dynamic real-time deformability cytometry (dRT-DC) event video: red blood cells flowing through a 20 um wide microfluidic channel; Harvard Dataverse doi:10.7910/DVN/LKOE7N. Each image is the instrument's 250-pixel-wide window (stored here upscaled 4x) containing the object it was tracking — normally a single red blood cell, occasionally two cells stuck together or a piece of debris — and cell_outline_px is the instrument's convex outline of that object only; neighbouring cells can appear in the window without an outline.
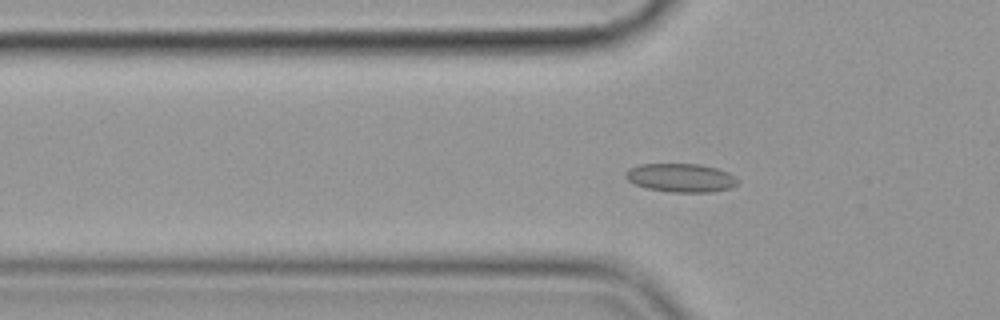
{"species": "common noctule bat (a hibernating species)", "species_latin": "Nyctalus noctula", "temperature_condition": "cold", "stored_images_in_passage": 58, "camera_frame_rate_fps": 3000, "um_per_image_px": 0.085, "animal": {"sex": "female", "body_mass_g": 19.9}, "frame": {"image": 1, "passage_image": 19, "time_ms": 6.0, "image_size_px": [1000, 320], "cell_outline_px": [[736, 184], [732, 188], [712, 192], [672, 192], [648, 188], [636, 184], [628, 180], [624, 176], [624, 172], [628, 168], [640, 164], [700, 164], [716, 168], [728, 172], [736, 180]], "centroid_in_image_um": [57.84, 15.1], "position_along_channel_um": 68.0, "area_um2": 18.55}}
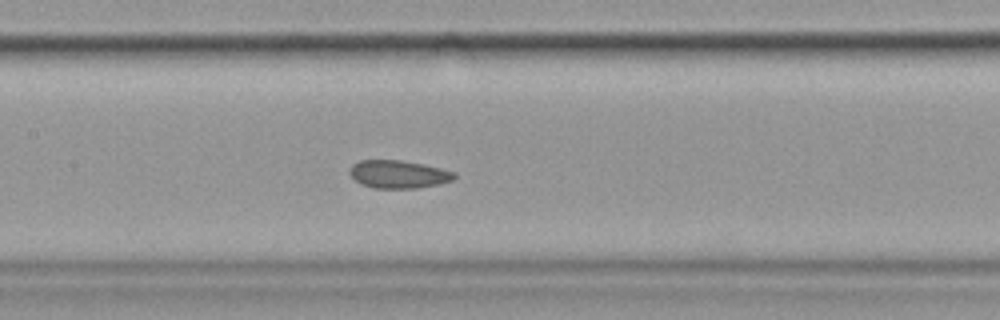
{"frame": {"image": 2, "passage_image": 28, "time_ms": 9.0, "image_size_px": [1000, 320], "cell_outline_px": [[456, 176], [452, 180], [440, 184], [416, 188], [372, 188], [360, 184], [348, 172], [352, 164], [360, 160], [400, 160], [424, 164], [456, 172]], "centroid_in_image_um": [33.86, 14.81], "position_along_channel_um": 173.5, "area_um2": 17.11}}
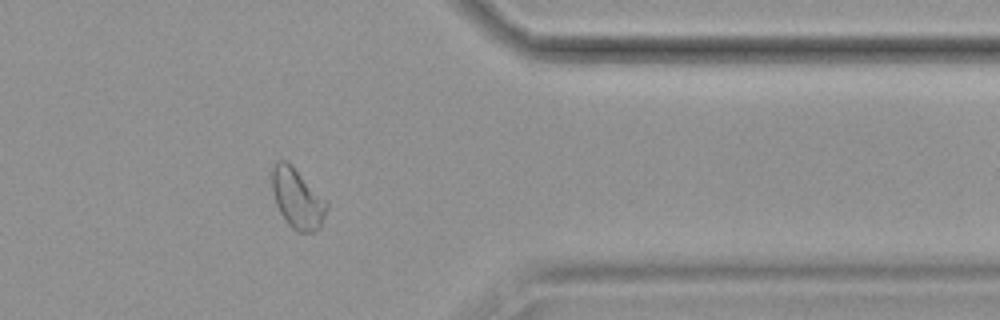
{"frame": {"image": 3, "passage_image": 47, "time_ms": 15.333, "image_size_px": [1000, 320], "cell_outline_px": [[328, 208], [320, 228], [312, 232], [300, 232], [292, 228], [288, 224], [280, 212], [276, 204], [272, 192], [272, 168], [276, 160], [284, 160], [328, 200]], "centroid_in_image_um": [25.29, 16.9], "position_along_channel_um": 386.1, "area_um2": 18.96}, "authors_computed_cell_mechanics": {"area_um2": 18.8717, "velocity_mm_per_s": 3.5551, "shape_relaxation_time_tau1_ms": null, "shape_relaxation_time_tau2_ms": 1.9306, "deformation_change_tau1": null, "deformation_change_tau2": 0.0572}}